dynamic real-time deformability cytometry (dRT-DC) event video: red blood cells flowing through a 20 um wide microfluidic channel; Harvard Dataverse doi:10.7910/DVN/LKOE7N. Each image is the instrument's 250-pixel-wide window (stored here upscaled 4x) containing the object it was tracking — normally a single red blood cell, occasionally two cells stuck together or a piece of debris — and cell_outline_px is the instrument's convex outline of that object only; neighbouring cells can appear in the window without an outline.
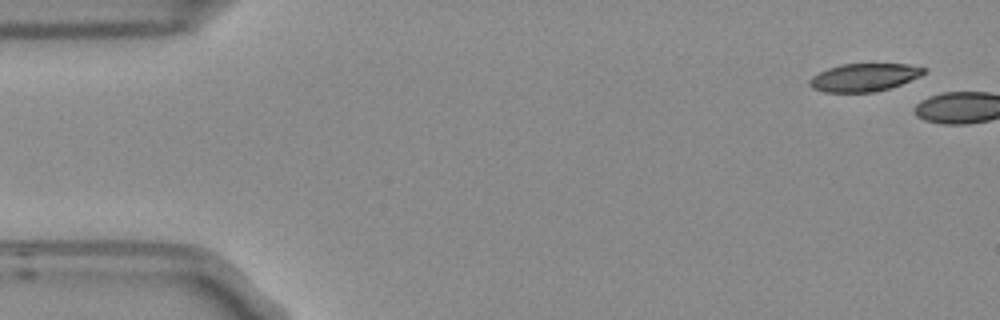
{"species": "Egyptian fruit bat (a non-hibernating species)", "species_latin": "Rousettus aegyptiacus", "temperature_condition": "room temperature", "stored_images_in_passage": 2, "camera_frame_rate_fps": 3000, "um_per_image_px": 0.085, "frame": {"image": 1, "passage_image": 1, "time_ms": 0.0, "image_size_px": [1000, 320], "cell_outline_px": [[924, 72], [920, 76], [900, 84], [876, 92], [824, 92], [812, 88], [808, 84], [808, 80], [812, 76], [828, 68], [840, 64], [908, 64], [924, 68]], "centroid_in_image_um": [73.39, 6.58], "position_along_channel_um": 11.6, "area_um2": 18.44}}